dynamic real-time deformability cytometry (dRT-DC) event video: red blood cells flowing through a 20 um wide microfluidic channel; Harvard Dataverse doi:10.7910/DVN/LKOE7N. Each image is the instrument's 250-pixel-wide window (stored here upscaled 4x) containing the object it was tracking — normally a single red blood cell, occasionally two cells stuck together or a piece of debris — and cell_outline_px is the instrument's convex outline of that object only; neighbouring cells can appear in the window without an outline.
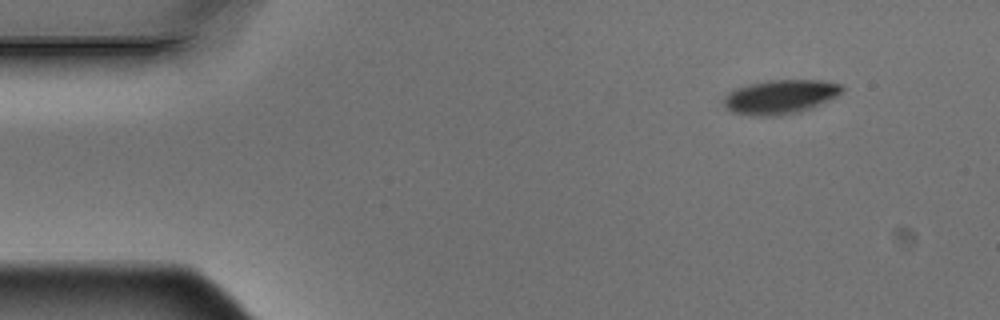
{"species": "Egyptian fruit bat (a non-hibernating species)", "species_latin": "Rousettus aegyptiacus", "temperature_condition": "warm", "stored_images_in_passage": 4, "camera_frame_rate_fps": 3000, "um_per_image_px": 0.085, "animal": {"sex": "male"}, "frame": {"image": 1, "passage_image": 1, "time_ms": 0.0, "image_size_px": [1000, 320], "cell_outline_px": [[844, 88], [836, 96], [812, 108], [800, 112], [780, 116], [752, 116], [732, 112], [724, 104], [724, 96], [728, 92], [736, 88], [768, 80], [820, 80], [840, 84]], "centroid_in_image_um": [66.31, 8.24], "position_along_channel_um": 18.7, "area_um2": 23.47}}
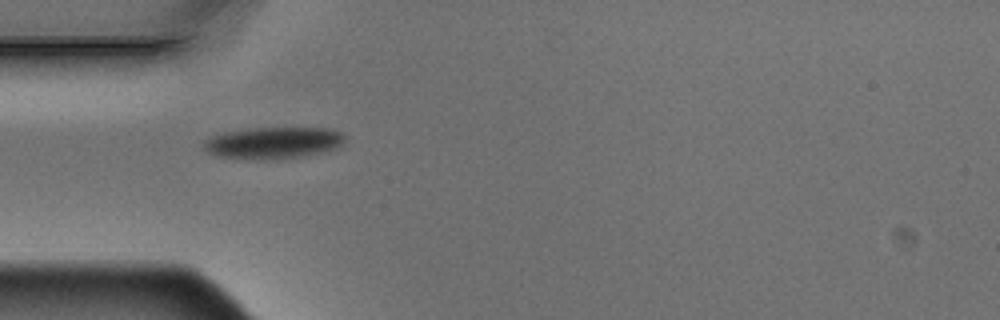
{"frame": {"image": 2, "passage_image": 4, "time_ms": 1.0, "image_size_px": [1000, 320], "cell_outline_px": [[344, 144], [336, 148], [320, 152], [300, 156], [216, 156], [208, 152], [204, 148], [204, 140], [212, 136], [224, 132], [248, 128], [328, 128], [344, 132]], "centroid_in_image_um": [23.29, 12.06], "position_along_channel_um": 61.7, "area_um2": 24.8}}